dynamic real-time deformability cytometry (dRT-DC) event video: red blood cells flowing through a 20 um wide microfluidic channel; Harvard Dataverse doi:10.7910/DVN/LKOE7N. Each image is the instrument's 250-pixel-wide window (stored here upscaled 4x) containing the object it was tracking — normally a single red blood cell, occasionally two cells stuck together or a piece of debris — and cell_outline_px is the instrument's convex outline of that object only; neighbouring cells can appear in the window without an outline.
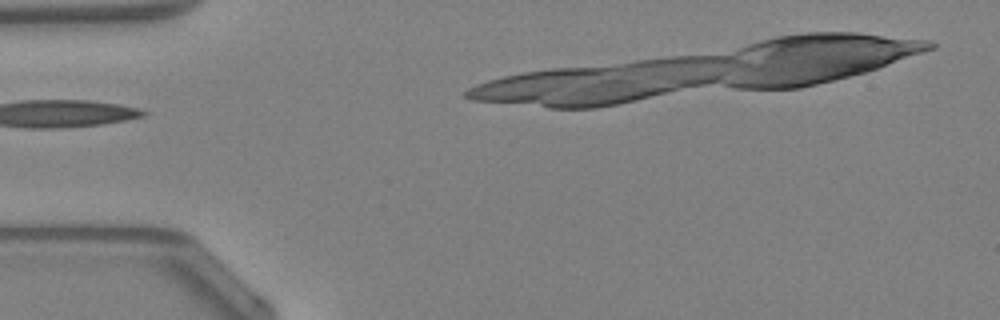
{"species": "Egyptian fruit bat (a non-hibernating species)", "species_latin": "Rousettus aegyptiacus", "temperature_condition": "warm", "stored_images_in_passage": 12, "camera_frame_rate_fps": 3000, "um_per_image_px": 0.085, "animal": {"sex": "female"}, "frame": {"image": 1, "passage_image": 1, "time_ms": 0.0, "image_size_px": [1000, 320], "cell_outline_px": [[136, 112], [128, 116], [104, 120], [68, 124], [32, 124], [32, 104], [88, 104]], "centroid_in_image_um": [6.28, 9.66], "position_along_channel_um": 78.7, "area_um2": 11.5}}